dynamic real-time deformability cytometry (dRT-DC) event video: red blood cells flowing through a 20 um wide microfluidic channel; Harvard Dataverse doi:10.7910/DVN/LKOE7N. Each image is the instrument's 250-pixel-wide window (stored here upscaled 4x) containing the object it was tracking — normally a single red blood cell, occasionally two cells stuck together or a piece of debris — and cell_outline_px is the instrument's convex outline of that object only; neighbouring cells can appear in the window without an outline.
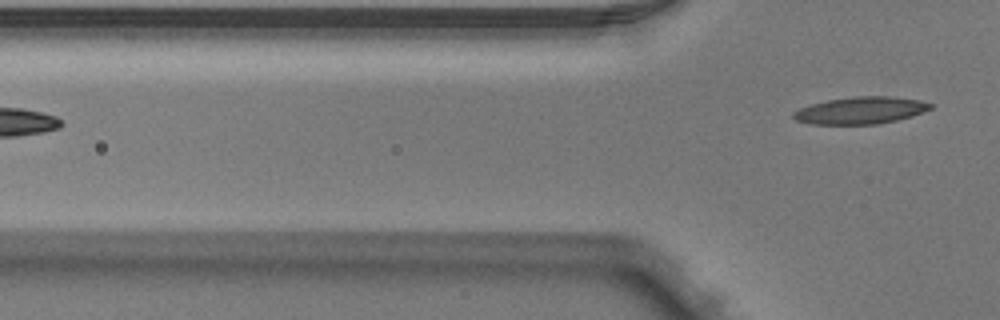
{"species": "Egyptian fruit bat (a non-hibernating species)", "species_latin": "Rousettus aegyptiacus", "temperature_condition": "warm", "stored_images_in_passage": 6, "camera_frame_rate_fps": 3000, "um_per_image_px": 0.085, "animal": {"sex": "male"}, "frame": {"image": 1, "passage_image": 6, "time_ms": 1.667, "image_size_px": [1000, 320], "cell_outline_px": [[932, 108], [912, 116], [896, 120], [876, 124], [812, 124], [796, 120], [792, 116], [792, 112], [800, 108], [812, 104], [828, 100], [852, 96], [892, 96], [920, 100], [932, 104]], "centroid_in_image_um": [73.15, 9.38], "position_along_channel_um": 52.6, "area_um2": 21.56}}